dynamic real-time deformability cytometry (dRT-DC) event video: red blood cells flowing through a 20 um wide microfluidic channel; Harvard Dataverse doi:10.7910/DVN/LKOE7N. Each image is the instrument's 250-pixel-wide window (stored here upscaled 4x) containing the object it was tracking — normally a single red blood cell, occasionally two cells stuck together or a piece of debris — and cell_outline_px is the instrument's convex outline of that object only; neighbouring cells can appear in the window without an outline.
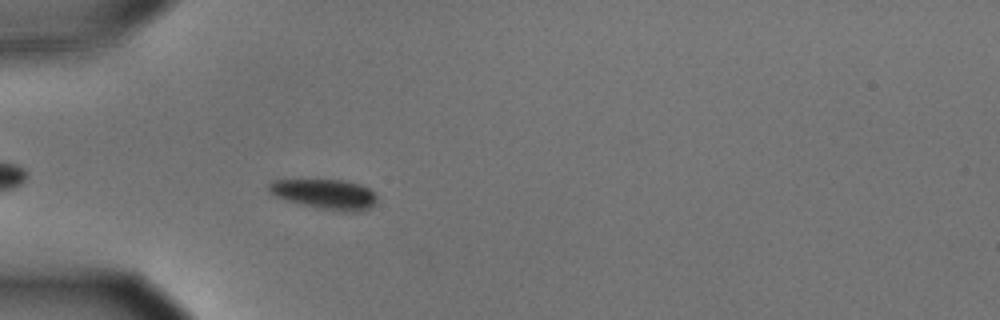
{"species": "common noctule bat (a hibernating species)", "species_latin": "Nyctalus noctula", "temperature_condition": "cold", "stored_images_in_passage": 38, "camera_frame_rate_fps": 3000, "um_per_image_px": 0.085, "animal": {"sex": "male", "body_mass_g": 15.6}, "frame": {"image": 1, "passage_image": 6, "time_ms": 1.667, "image_size_px": [1000, 320], "cell_outline_px": [[376, 200], [368, 208], [360, 212], [340, 212], [300, 204], [276, 196], [268, 192], [268, 184], [272, 180], [340, 180], [360, 184], [368, 188], [376, 196]], "centroid_in_image_um": [27.6, 16.51], "position_along_channel_um": 57.4, "area_um2": 18.73}}
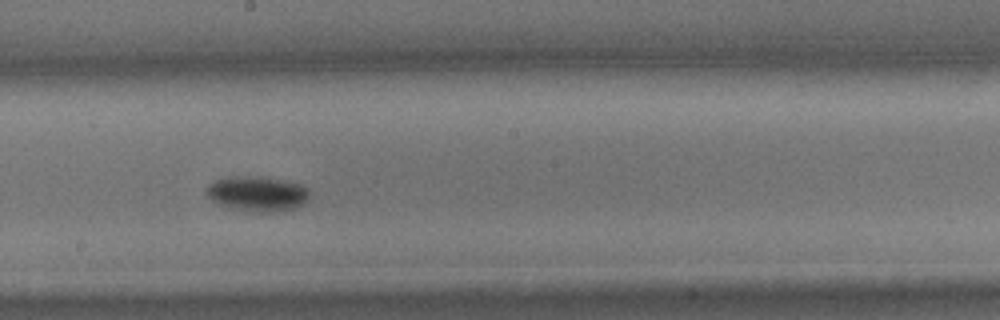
{"frame": {"image": 2, "passage_image": 21, "time_ms": 6.667, "image_size_px": [1000, 320], "cell_outline_px": [[308, 200], [304, 204], [296, 208], [276, 212], [248, 212], [220, 204], [212, 200], [208, 196], [208, 184], [216, 180], [228, 176], [260, 176], [300, 184], [308, 188]], "centroid_in_image_um": [21.9, 16.47], "position_along_channel_um": 226.3, "area_um2": 21.04}}
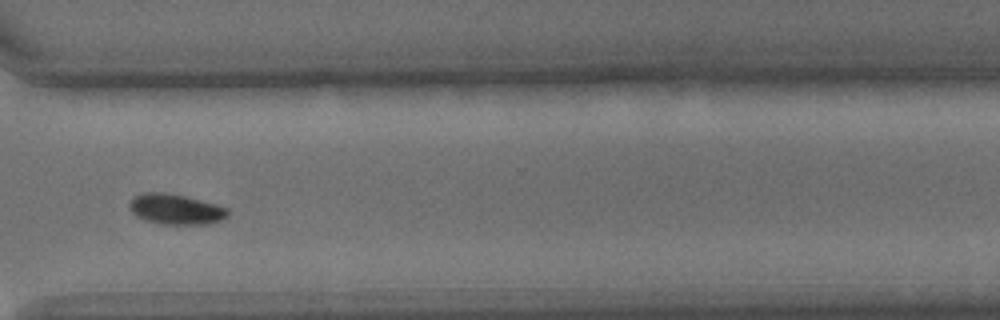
{"frame": {"image": 3, "passage_image": 32, "time_ms": 10.333, "image_size_px": [1000, 320], "cell_outline_px": [[228, 216], [220, 220], [208, 224], [160, 224], [144, 220], [136, 216], [132, 212], [128, 204], [132, 196], [144, 192], [164, 192], [184, 196], [216, 204], [228, 208]], "centroid_in_image_um": [14.89, 17.78], "position_along_channel_um": 355.7, "area_um2": 17.51}, "authors_computed_cell_mechanics": {"area_um2": 19.3052, "velocity_mm_per_s": 3.5182, "shape_relaxation_time_tau1_ms": 3.9634, "shape_relaxation_time_tau2_ms": null, "deformation_change_tau1": 0.1048, "deformation_change_tau2": null}}